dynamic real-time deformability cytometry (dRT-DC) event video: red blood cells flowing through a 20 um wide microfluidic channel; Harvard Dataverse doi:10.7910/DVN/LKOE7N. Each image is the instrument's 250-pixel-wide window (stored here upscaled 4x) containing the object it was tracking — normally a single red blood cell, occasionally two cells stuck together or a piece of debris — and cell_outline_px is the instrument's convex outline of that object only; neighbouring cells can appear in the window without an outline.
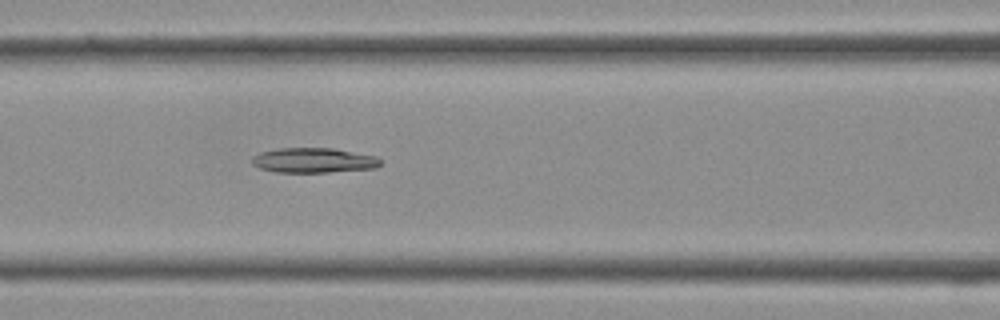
{"species": "Egyptian fruit bat (a non-hibernating species)", "species_latin": "Rousettus aegyptiacus", "temperature_condition": "cold", "stored_images_in_passage": 38, "camera_frame_rate_fps": 3000, "um_per_image_px": 0.085, "frame": {"image": 1, "passage_image": 16, "time_ms": 5.0, "image_size_px": [1000, 320], "cell_outline_px": [[380, 164], [376, 168], [328, 172], [276, 172], [260, 168], [252, 164], [252, 156], [260, 152], [276, 148], [336, 148], [376, 156], [380, 160]], "centroid_in_image_um": [26.64, 13.62], "position_along_channel_um": 140.0, "area_um2": 18.73}}
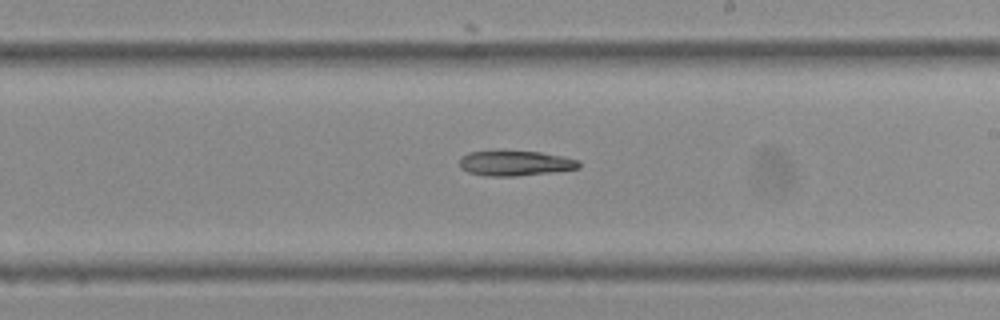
{"frame": {"image": 2, "passage_image": 22, "time_ms": 7.0, "image_size_px": [1000, 320], "cell_outline_px": [[580, 168], [552, 172], [516, 176], [484, 176], [468, 172], [460, 168], [460, 156], [468, 152], [540, 152], [564, 156], [580, 160]], "centroid_in_image_um": [43.81, 13.89], "position_along_channel_um": 245.2, "area_um2": 17.34}}
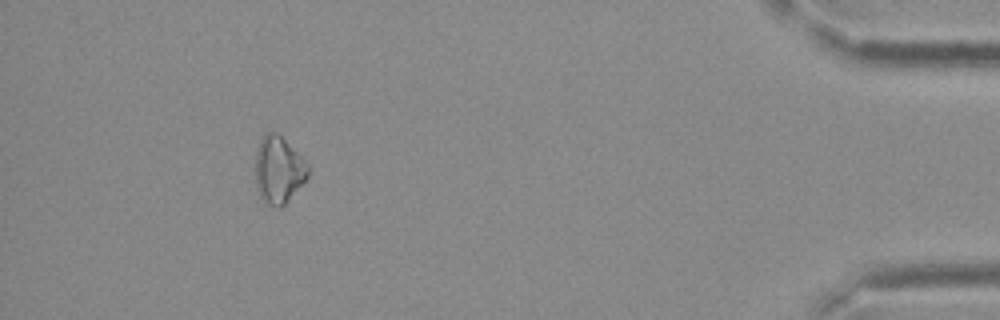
{"frame": {"image": 3, "passage_image": 35, "time_ms": 11.333, "image_size_px": [1000, 320], "cell_outline_px": [[308, 176], [288, 200], [280, 208], [276, 208], [268, 204], [260, 196], [256, 184], [256, 152], [260, 140], [264, 132], [276, 132], [308, 164]], "centroid_in_image_um": [23.65, 14.44], "position_along_channel_um": 411.5, "area_um2": 20.11}}